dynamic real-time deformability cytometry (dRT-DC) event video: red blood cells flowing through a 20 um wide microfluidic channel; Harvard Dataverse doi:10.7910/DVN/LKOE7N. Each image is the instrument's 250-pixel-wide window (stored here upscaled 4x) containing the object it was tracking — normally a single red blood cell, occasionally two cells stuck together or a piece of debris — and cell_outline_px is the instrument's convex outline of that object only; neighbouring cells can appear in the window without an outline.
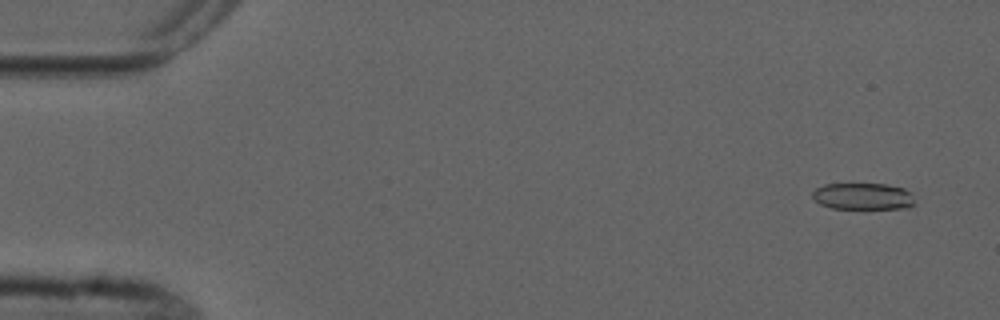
{"species": "common noctule bat (a hibernating species)", "species_latin": "Nyctalus noctula", "temperature_condition": "cold", "stored_images_in_passage": 5, "camera_frame_rate_fps": 3000, "um_per_image_px": 0.085, "animal": {"sex": "male", "forearm_length_mm": 52.5}, "frame": {"image": 1, "passage_image": 1, "time_ms": 0.0, "image_size_px": [1000, 320], "cell_outline_px": [[916, 204], [908, 208], [864, 212], [832, 208], [820, 204], [812, 196], [812, 192], [816, 188], [824, 184], [888, 184], [904, 188], [912, 192]], "centroid_in_image_um": [73.43, 16.75], "position_along_channel_um": 11.6, "area_um2": 17.11}}
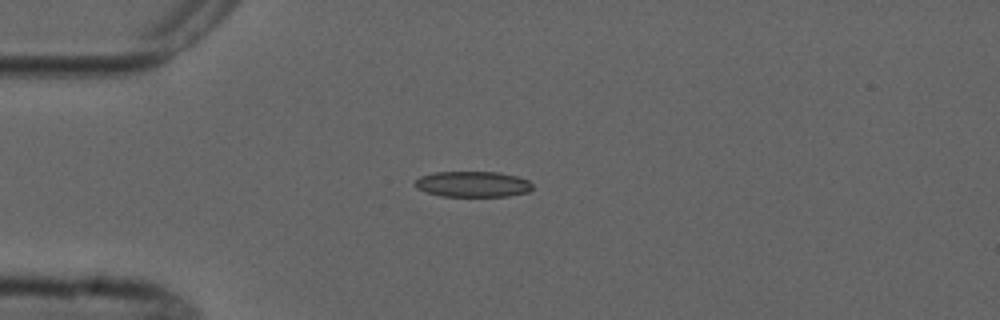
{"frame": {"image": 2, "passage_image": 4, "time_ms": 3.667, "image_size_px": [1000, 320], "cell_outline_px": [[532, 188], [528, 192], [508, 196], [440, 196], [416, 188], [412, 184], [420, 176], [436, 172], [500, 172], [516, 176], [528, 180], [532, 184]], "centroid_in_image_um": [40.17, 15.65], "position_along_channel_um": 44.8, "area_um2": 17.63}}
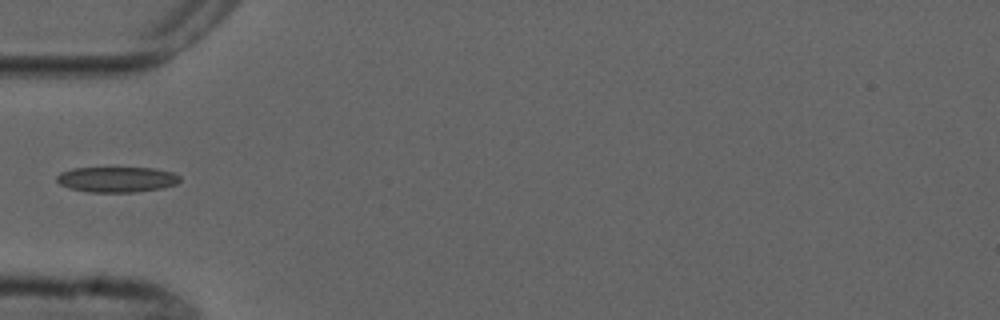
{"frame": {"image": 3, "passage_image": 5, "time_ms": 5.0, "image_size_px": [1000, 320], "cell_outline_px": [[180, 180], [176, 184], [160, 188], [136, 192], [88, 192], [68, 188], [60, 184], [56, 180], [56, 176], [60, 172], [72, 168], [152, 168], [172, 172], [180, 176]], "centroid_in_image_um": [9.89, 15.25], "position_along_channel_um": 75.1, "area_um2": 18.26}}